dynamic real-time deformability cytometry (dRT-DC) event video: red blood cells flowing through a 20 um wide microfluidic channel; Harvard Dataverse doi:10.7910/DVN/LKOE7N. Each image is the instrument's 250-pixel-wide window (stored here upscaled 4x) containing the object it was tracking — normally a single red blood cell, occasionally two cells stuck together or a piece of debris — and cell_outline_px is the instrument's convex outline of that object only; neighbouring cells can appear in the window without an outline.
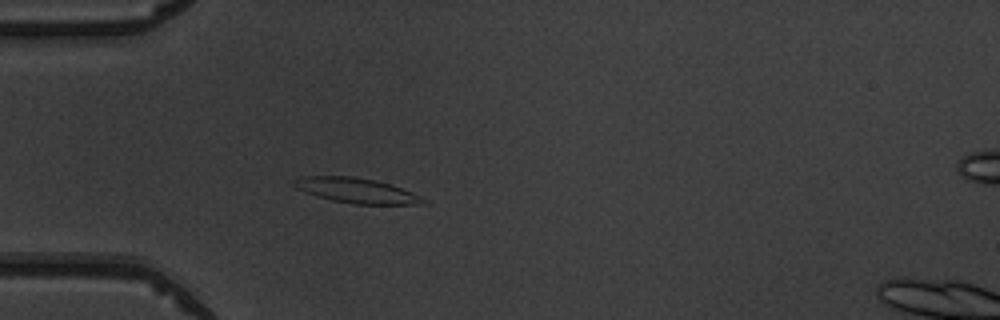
{"species": "common noctule bat (a hibernating species)", "species_latin": "Nyctalus noctula", "temperature_condition": "warm", "stored_images_in_passage": 37, "camera_frame_rate_fps": 3000, "um_per_image_px": 0.085, "animal": {"sex": "male", "body_mass_g": 19.5, "forearm_length_mm": 54.6}, "frame": {"image": 1, "passage_image": 1, "time_ms": 0.0, "image_size_px": [1000, 320], "cell_outline_px": [[428, 204], [356, 204], [332, 200], [316, 196], [304, 192], [296, 188], [292, 184], [292, 180], [300, 176], [352, 176], [372, 180], [388, 184], [412, 192], [420, 196]], "centroid_in_image_um": [30.22, 16.19], "position_along_channel_um": 54.8, "area_um2": 18.67}}
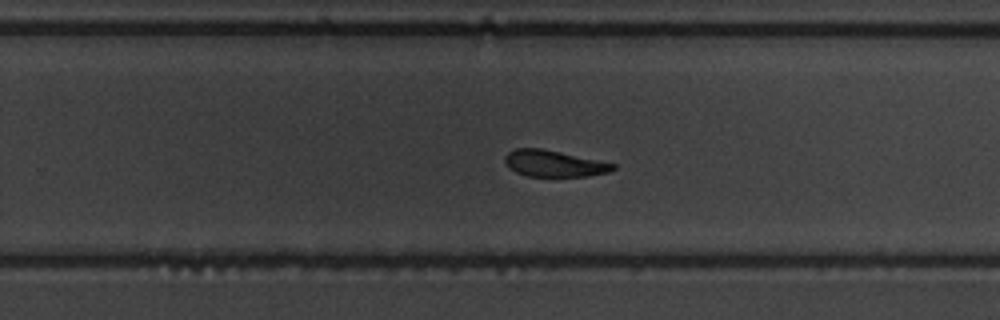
{"frame": {"image": 2, "passage_image": 19, "time_ms": 6.0, "image_size_px": [1000, 320], "cell_outline_px": [[616, 168], [608, 172], [588, 176], [528, 176], [516, 172], [508, 168], [504, 160], [504, 156], [508, 152], [516, 148], [540, 148], [560, 152], [616, 164]], "centroid_in_image_um": [47.05, 13.9], "position_along_channel_um": 282.7, "area_um2": 16.53}}
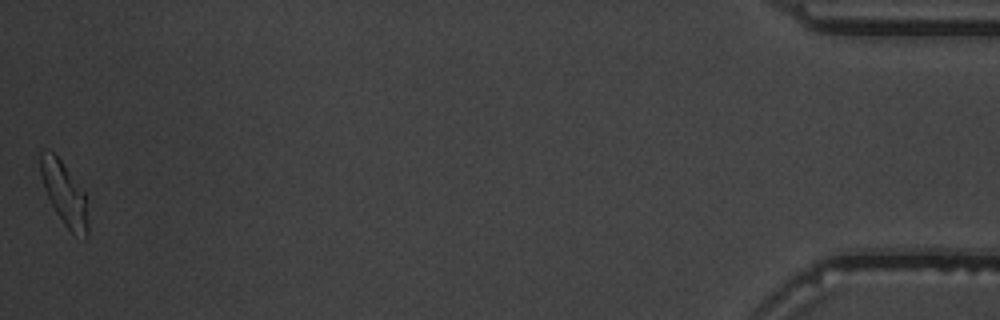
{"frame": {"image": 3, "passage_image": 37, "time_ms": 12.0, "image_size_px": [1000, 320], "cell_outline_px": [[88, 236], [84, 240], [72, 232], [64, 224], [56, 212], [44, 188], [40, 172], [40, 152], [52, 152], [60, 160], [84, 192], [88, 220]], "centroid_in_image_um": [5.49, 16.52], "position_along_channel_um": 429.7, "area_um2": 16.99}, "authors_computed_cell_mechanics": {"area_um2": 17.918, "velocity_mm_per_s": 3.9498, "shape_relaxation_time_tau1_ms": 3.7387, "shape_relaxation_time_tau2_ms": 3.4137, "deformation_change_tau1": 0.1194, "deformation_change_tau2": 0.0985}}